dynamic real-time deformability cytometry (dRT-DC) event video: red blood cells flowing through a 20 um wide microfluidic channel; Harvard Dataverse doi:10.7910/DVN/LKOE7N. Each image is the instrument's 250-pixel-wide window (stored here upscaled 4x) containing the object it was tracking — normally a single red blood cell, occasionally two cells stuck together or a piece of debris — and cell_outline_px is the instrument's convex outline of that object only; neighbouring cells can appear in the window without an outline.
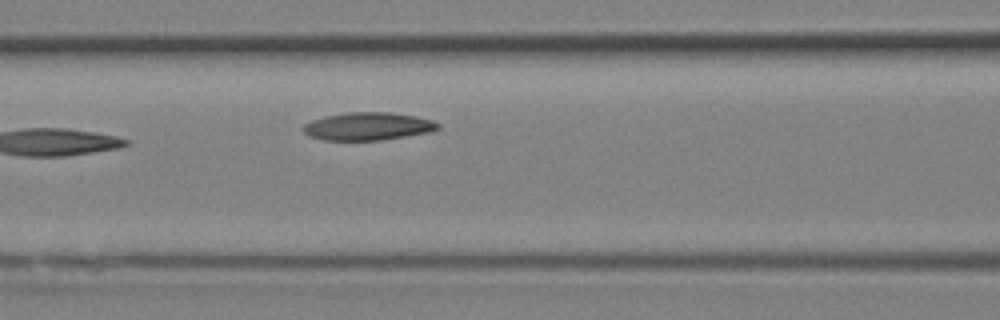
{"species": "Egyptian fruit bat (a non-hibernating species)", "species_latin": "Rousettus aegyptiacus", "temperature_condition": "room temperature", "stored_images_in_passage": 7, "camera_frame_rate_fps": 3000, "um_per_image_px": 0.085, "animal": {"sex": "female"}, "frame": {"image": 1, "passage_image": 7, "time_ms": 2.0, "image_size_px": [1000, 320], "cell_outline_px": [[440, 128], [432, 132], [380, 140], [324, 140], [308, 136], [304, 132], [304, 124], [312, 120], [328, 116], [348, 112], [388, 112], [416, 116], [432, 120], [440, 124]], "centroid_in_image_um": [31.31, 10.74], "position_along_channel_um": 135.3, "area_um2": 21.79}}